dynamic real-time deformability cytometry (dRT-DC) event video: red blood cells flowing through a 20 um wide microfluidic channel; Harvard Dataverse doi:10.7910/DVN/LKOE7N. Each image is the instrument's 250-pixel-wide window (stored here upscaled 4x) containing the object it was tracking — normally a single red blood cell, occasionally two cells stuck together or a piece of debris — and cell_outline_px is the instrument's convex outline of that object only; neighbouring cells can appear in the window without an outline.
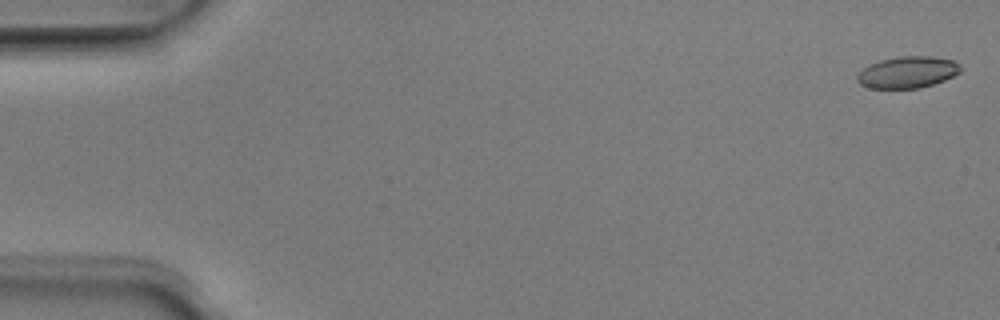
{"species": "Egyptian fruit bat (a non-hibernating species)", "species_latin": "Rousettus aegyptiacus", "temperature_condition": "room temperature", "stored_images_in_passage": 13, "camera_frame_rate_fps": 3000, "um_per_image_px": 0.085, "animal": {"sex": "male"}, "frame": {"image": 1, "passage_image": 1, "time_ms": 0.0, "image_size_px": [1000, 320], "cell_outline_px": [[960, 72], [944, 80], [920, 88], [868, 88], [860, 84], [856, 80], [856, 76], [864, 68], [880, 60], [900, 56], [932, 56], [956, 60], [960, 64]], "centroid_in_image_um": [77.16, 6.13], "position_along_channel_um": 7.8, "area_um2": 19.02}}
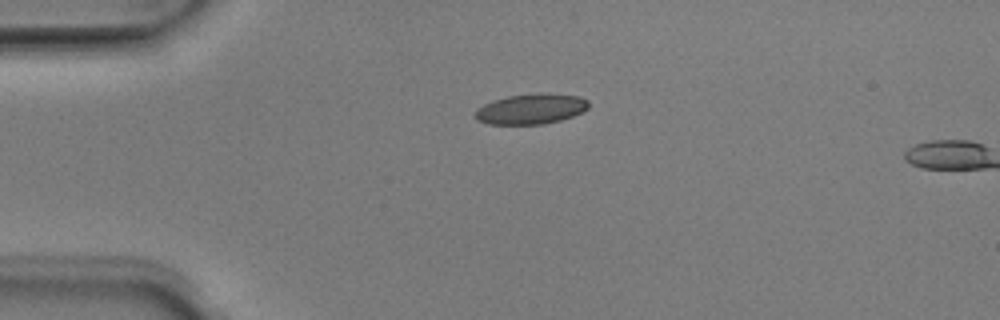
{"frame": {"image": 2, "passage_image": 12, "time_ms": 3.667, "image_size_px": [1000, 320], "cell_outline_px": [[588, 108], [572, 116], [560, 120], [544, 124], [488, 124], [476, 120], [476, 108], [492, 100], [508, 96], [540, 92], [580, 96], [588, 100]], "centroid_in_image_um": [45.12, 9.25], "position_along_channel_um": 39.9, "area_um2": 20.11}}